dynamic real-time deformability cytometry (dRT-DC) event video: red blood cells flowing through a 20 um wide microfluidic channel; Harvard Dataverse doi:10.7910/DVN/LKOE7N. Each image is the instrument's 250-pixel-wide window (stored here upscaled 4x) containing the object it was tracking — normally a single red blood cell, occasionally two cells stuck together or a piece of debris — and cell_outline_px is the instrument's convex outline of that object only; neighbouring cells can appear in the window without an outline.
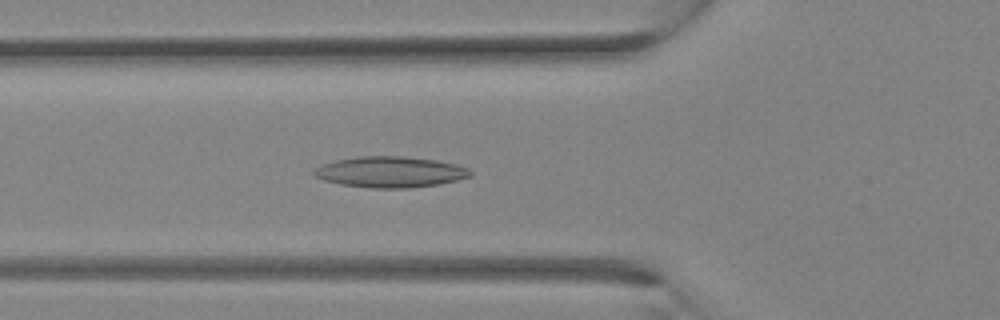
{"species": "Egyptian fruit bat (a non-hibernating species)", "species_latin": "Rousettus aegyptiacus", "temperature_condition": "room temperature", "stored_images_in_passage": 22, "camera_frame_rate_fps": 3000, "um_per_image_px": 0.085, "animal": {"sex": "female"}, "frame": {"image": 1, "passage_image": 10, "time_ms": 3.0, "image_size_px": [1000, 320], "cell_outline_px": [[472, 176], [440, 184], [408, 188], [372, 188], [340, 184], [324, 180], [316, 176], [312, 172], [316, 168], [324, 164], [336, 160], [360, 156], [404, 156], [436, 160], [456, 164], [468, 168], [472, 172]], "centroid_in_image_um": [33.2, 14.62], "position_along_channel_um": 92.6, "area_um2": 28.09}}
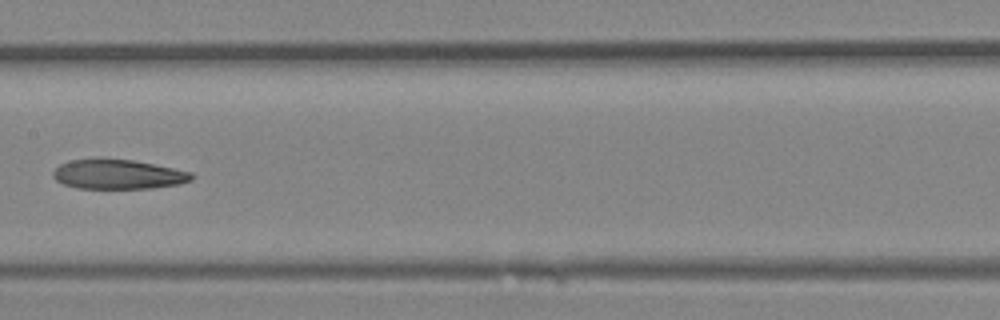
{"frame": {"image": 2, "passage_image": 15, "time_ms": 4.667, "image_size_px": [1000, 320], "cell_outline_px": [[196, 176], [192, 180], [180, 184], [152, 188], [76, 188], [64, 184], [56, 180], [52, 176], [52, 172], [60, 164], [68, 160], [132, 160], [192, 172]], "centroid_in_image_um": [10.06, 14.84], "position_along_channel_um": 197.3, "area_um2": 23.52}}
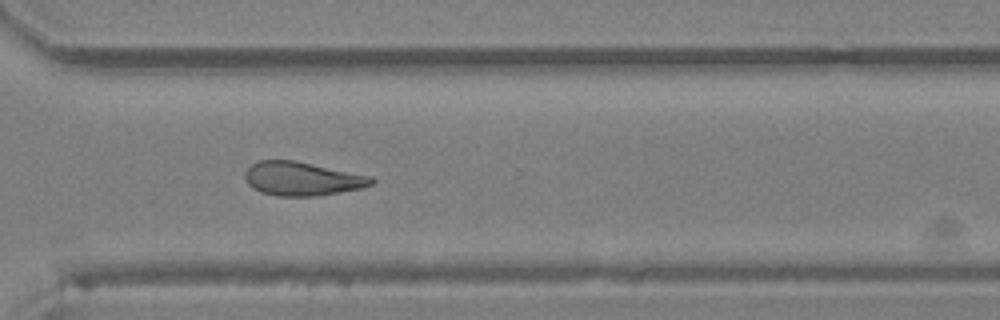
{"frame": {"image": 3, "passage_image": 22, "time_ms": 7.0, "image_size_px": [1000, 320], "cell_outline_px": [[376, 180], [372, 184], [360, 188], [316, 196], [276, 196], [260, 192], [252, 188], [248, 184], [244, 176], [244, 172], [252, 164], [260, 160], [296, 160], [372, 176]], "centroid_in_image_um": [25.66, 15.18], "position_along_channel_um": 344.9, "area_um2": 24.97}}